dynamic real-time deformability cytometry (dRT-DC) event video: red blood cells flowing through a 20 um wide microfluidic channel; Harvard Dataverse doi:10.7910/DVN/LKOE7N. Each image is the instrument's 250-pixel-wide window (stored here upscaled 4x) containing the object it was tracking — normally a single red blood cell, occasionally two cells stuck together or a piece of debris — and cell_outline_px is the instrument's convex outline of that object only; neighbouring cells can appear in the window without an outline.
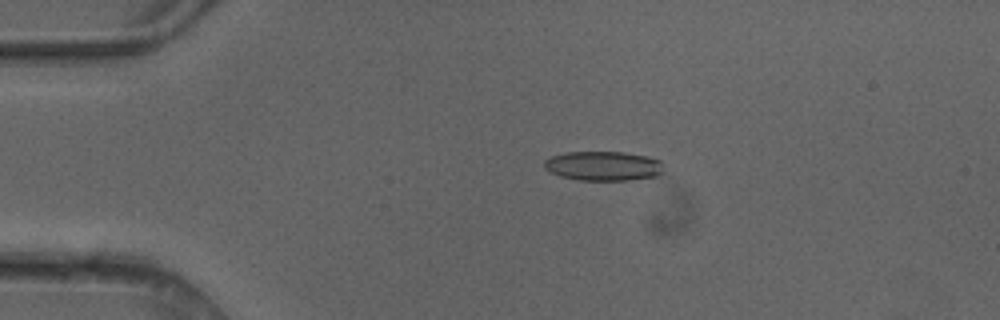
{"species": "common noctule bat (a hibernating species)", "species_latin": "Nyctalus noctula", "temperature_condition": "cold", "stored_images_in_passage": 3, "camera_frame_rate_fps": 3000, "um_per_image_px": 0.085, "animal": {"sex": "female"}, "frame": {"image": 1, "passage_image": 1, "time_ms": 0.0, "image_size_px": [1000, 320], "cell_outline_px": [[660, 172], [656, 176], [628, 180], [580, 180], [560, 176], [544, 168], [544, 160], [552, 156], [568, 152], [624, 152], [644, 156], [660, 160]], "centroid_in_image_um": [51.23, 14.1], "position_along_channel_um": 33.8, "area_um2": 20.11}}